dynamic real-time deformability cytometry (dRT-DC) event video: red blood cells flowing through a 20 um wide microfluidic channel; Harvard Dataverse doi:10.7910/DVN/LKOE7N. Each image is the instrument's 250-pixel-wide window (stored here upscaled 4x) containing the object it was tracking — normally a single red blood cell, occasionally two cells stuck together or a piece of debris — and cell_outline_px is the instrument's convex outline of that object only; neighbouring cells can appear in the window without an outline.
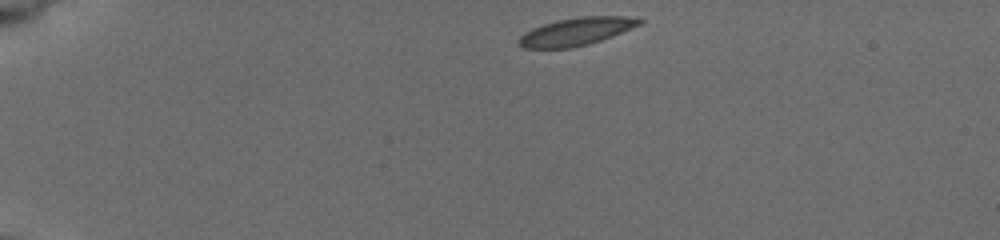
{"species": "common noctule bat (a hibernating species)", "species_latin": "Nyctalus noctula", "temperature_condition": "cold", "stored_images_in_passage": 7, "camera_frame_rate_fps": 3000, "um_per_image_px": 0.085, "animal": {"sex": "female", "body_mass_g": 19.5, "forearm_length_mm": 54.1}, "frame": {"image": 1, "passage_image": 1, "time_ms": 0.0, "image_size_px": [1000, 240], "cell_outline_px": [[644, 20], [640, 24], [612, 36], [588, 44], [572, 48], [524, 48], [516, 44], [516, 40], [524, 32], [532, 28], [556, 20], [580, 16], [624, 16]], "centroid_in_image_um": [48.91, 2.68], "position_along_channel_um": 36.1, "area_um2": 19.48}}
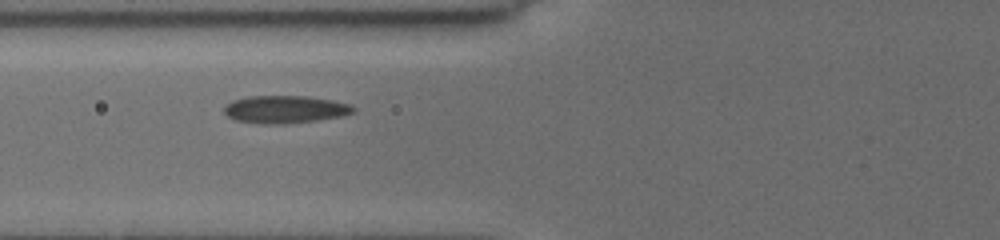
{"frame": {"image": 2, "passage_image": 6, "time_ms": 3.667, "image_size_px": [1000, 240], "cell_outline_px": [[356, 112], [340, 116], [316, 120], [284, 124], [264, 124], [236, 120], [228, 116], [224, 112], [224, 104], [232, 100], [248, 96], [308, 96], [332, 100], [352, 104], [356, 108]], "centroid_in_image_um": [24.24, 9.29], "position_along_channel_um": 101.6, "area_um2": 20.92}}
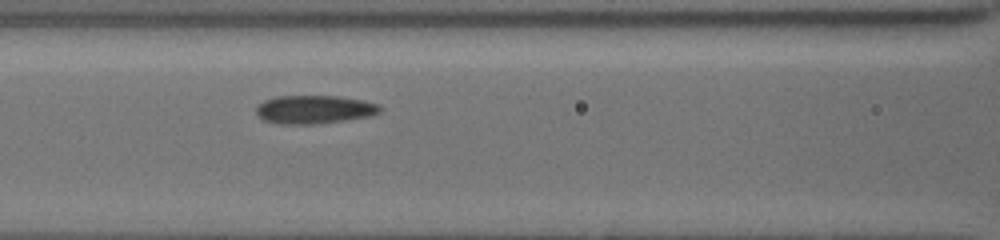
{"frame": {"image": 3, "passage_image": 7, "time_ms": 4.667, "image_size_px": [1000, 240], "cell_outline_px": [[384, 108], [380, 112], [372, 116], [344, 120], [312, 124], [276, 124], [264, 120], [256, 116], [256, 104], [264, 100], [276, 96], [340, 96], [364, 100], [380, 104]], "centroid_in_image_um": [26.72, 9.3], "position_along_channel_um": 139.9, "area_um2": 20.87}}